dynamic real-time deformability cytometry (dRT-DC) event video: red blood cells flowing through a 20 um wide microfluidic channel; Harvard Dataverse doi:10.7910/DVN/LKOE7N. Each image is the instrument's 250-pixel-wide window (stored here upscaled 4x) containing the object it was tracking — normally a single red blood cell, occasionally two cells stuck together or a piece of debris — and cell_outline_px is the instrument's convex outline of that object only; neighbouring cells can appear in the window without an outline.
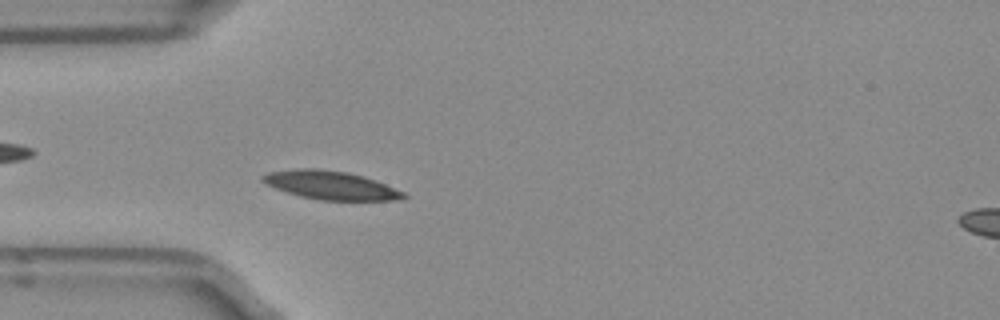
{"species": "Egyptian fruit bat (a non-hibernating species)", "species_latin": "Rousettus aegyptiacus", "temperature_condition": "room temperature", "stored_images_in_passage": 48, "camera_frame_rate_fps": 3000, "um_per_image_px": 0.085, "frame": {"image": 1, "passage_image": 11, "time_ms": 3.333, "image_size_px": [1000, 320], "cell_outline_px": [[408, 196], [400, 200], [320, 200], [300, 196], [264, 184], [260, 180], [260, 176], [268, 172], [300, 168], [312, 168], [348, 172], [384, 184], [404, 192]], "centroid_in_image_um": [28.05, 15.74], "position_along_channel_um": 56.9, "area_um2": 23.12}}
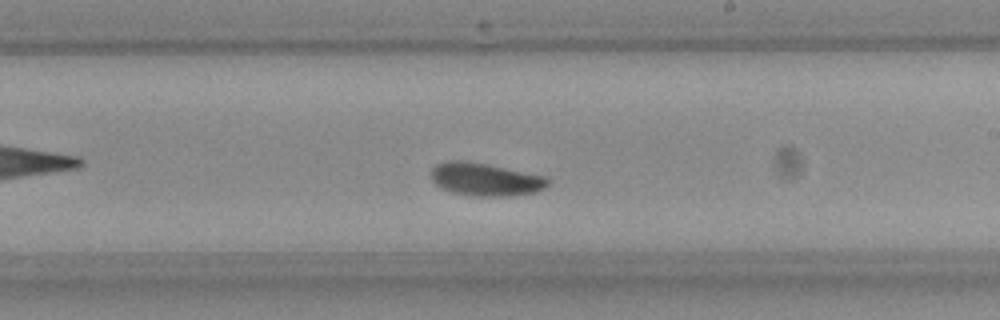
{"frame": {"image": 2, "passage_image": 26, "time_ms": 8.333, "image_size_px": [1000, 320], "cell_outline_px": [[552, 180], [544, 188], [536, 192], [508, 196], [472, 196], [448, 192], [440, 188], [432, 180], [432, 168], [436, 164], [448, 160], [464, 160], [548, 176]], "centroid_in_image_um": [41.26, 15.25], "position_along_channel_um": 247.7, "area_um2": 22.66}}
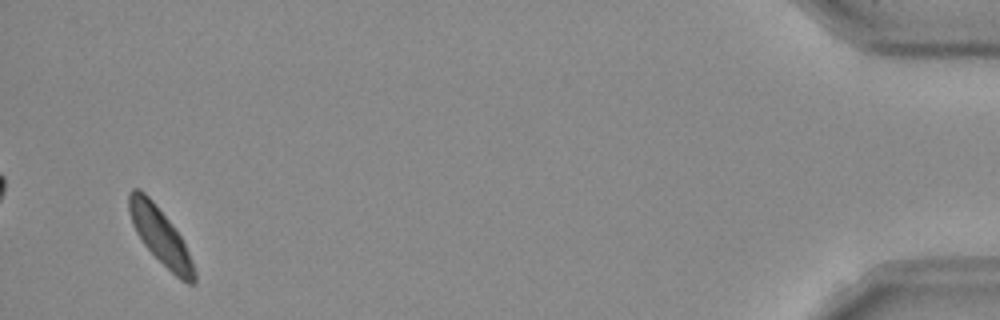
{"frame": {"image": 3, "passage_image": 46, "time_ms": 15.0, "image_size_px": [1000, 320], "cell_outline_px": [[196, 284], [188, 284], [180, 280], [144, 244], [136, 232], [132, 224], [128, 208], [128, 192], [132, 188], [140, 188], [152, 200], [172, 224], [180, 236], [188, 252], [196, 272]], "centroid_in_image_um": [13.61, 20.03], "position_along_channel_um": 421.6, "area_um2": 21.1}, "authors_computed_cell_mechanics": {"area_um2": 21.6172, "velocity_mm_per_s": 3.8802, "shape_relaxation_time_tau1_ms": 1.4561, "shape_relaxation_time_tau2_ms": 4.6293, "deformation_change_tau1": 0.1023, "deformation_change_tau2": 0.0903}}